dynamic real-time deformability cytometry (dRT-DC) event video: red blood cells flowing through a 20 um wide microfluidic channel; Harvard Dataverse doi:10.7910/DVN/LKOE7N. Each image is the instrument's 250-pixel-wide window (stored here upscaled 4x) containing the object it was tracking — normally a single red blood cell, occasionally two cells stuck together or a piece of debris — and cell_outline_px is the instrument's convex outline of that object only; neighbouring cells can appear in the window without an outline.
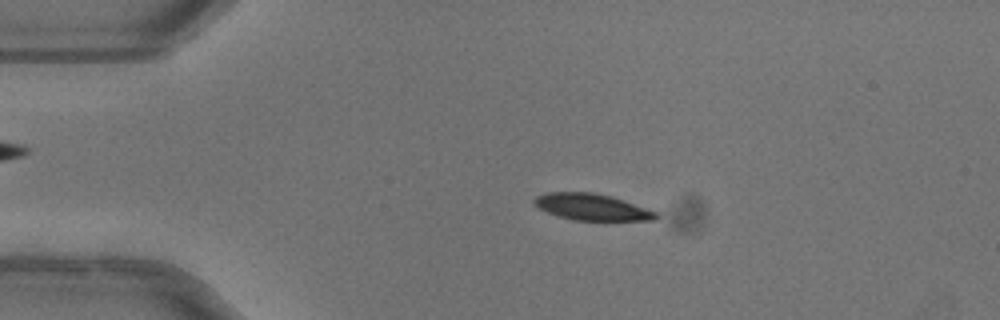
{"species": "common noctule bat (a hibernating species)", "species_latin": "Nyctalus noctula", "temperature_condition": "warm", "stored_images_in_passage": 50, "camera_frame_rate_fps": 3000, "um_per_image_px": 0.085, "animal": {"sex": "female"}, "frame": {"image": 1, "passage_image": 10, "time_ms": 3.0, "image_size_px": [1000, 320], "cell_outline_px": [[660, 216], [656, 220], [572, 220], [548, 212], [540, 208], [532, 200], [536, 196], [544, 192], [592, 192], [612, 196], [656, 212]], "centroid_in_image_um": [50.3, 17.59], "position_along_channel_um": 34.7, "area_um2": 18.61}}
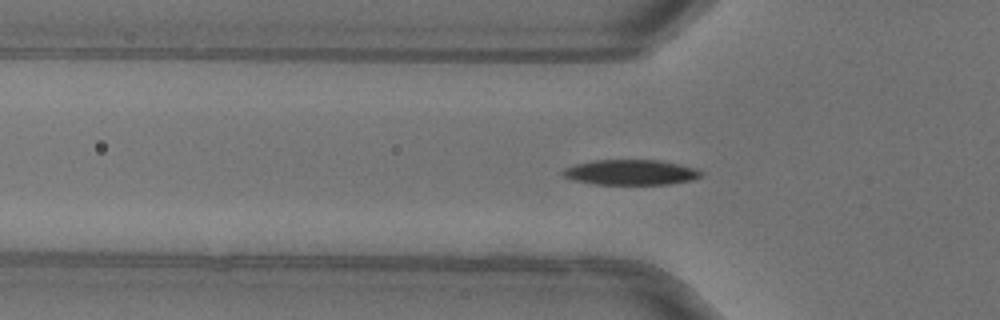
{"frame": {"image": 2, "passage_image": 16, "time_ms": 5.0, "image_size_px": [1000, 320], "cell_outline_px": [[704, 172], [700, 176], [692, 180], [668, 184], [596, 184], [572, 180], [564, 176], [560, 172], [564, 168], [572, 164], [592, 160], [660, 160], [680, 164], [696, 168]], "centroid_in_image_um": [53.58, 14.64], "position_along_channel_um": 72.2, "area_um2": 20.52}}
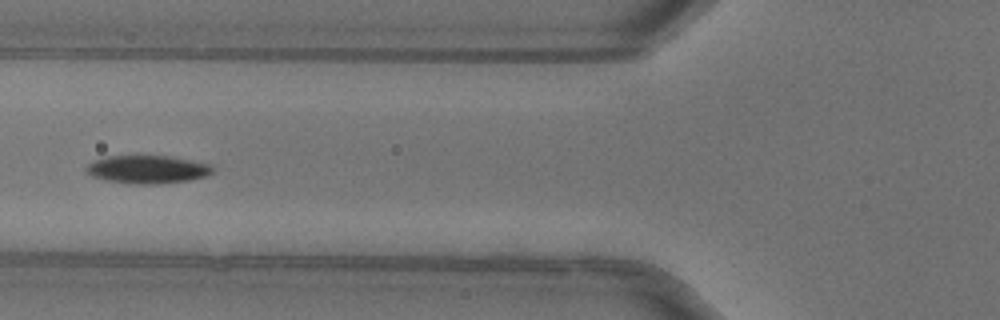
{"frame": {"image": 3, "passage_image": 19, "time_ms": 6.0, "image_size_px": [1000, 320], "cell_outline_px": [[216, 168], [212, 172], [204, 176], [188, 180], [160, 184], [136, 184], [108, 180], [92, 176], [84, 168], [88, 164], [96, 160], [108, 156], [136, 152], [172, 156], [212, 164]], "centroid_in_image_um": [12.55, 14.34], "position_along_channel_um": 113.2, "area_um2": 21.5}, "authors_computed_cell_mechanics": {"area_um2": 20.1433, "velocity_mm_per_s": 4.0357, "shape_relaxation_time_tau1_ms": 2.7823, "shape_relaxation_time_tau2_ms": 8.5488, "deformation_change_tau1": 0.1596, "deformation_change_tau2": 0.1078}}